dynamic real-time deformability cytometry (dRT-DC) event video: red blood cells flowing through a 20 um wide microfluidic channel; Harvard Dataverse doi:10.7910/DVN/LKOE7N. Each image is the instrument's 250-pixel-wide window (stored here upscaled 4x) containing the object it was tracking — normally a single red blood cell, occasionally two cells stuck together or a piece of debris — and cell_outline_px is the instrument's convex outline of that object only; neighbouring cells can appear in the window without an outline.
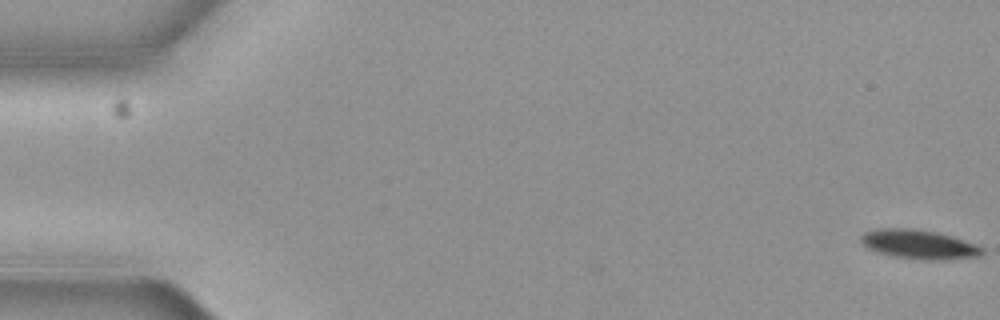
{"species": "common noctule bat (a hibernating species)", "species_latin": "Nyctalus noctula", "temperature_condition": "cold", "stored_images_in_passage": 5, "camera_frame_rate_fps": 3000, "um_per_image_px": 0.085, "animal": {"sex": "female", "body_mass_g": 19.3, "forearm_length_mm": 54.1}, "frame": {"image": 1, "passage_image": 1, "time_ms": 0.0, "image_size_px": [1000, 320], "cell_outline_px": [[984, 252], [980, 256], [948, 260], [928, 260], [896, 256], [880, 252], [868, 248], [860, 240], [860, 236], [864, 232], [876, 228], [912, 228], [936, 232], [952, 236], [976, 244], [984, 248]], "centroid_in_image_um": [78.15, 20.76], "position_along_channel_um": 6.9, "area_um2": 20.58}}
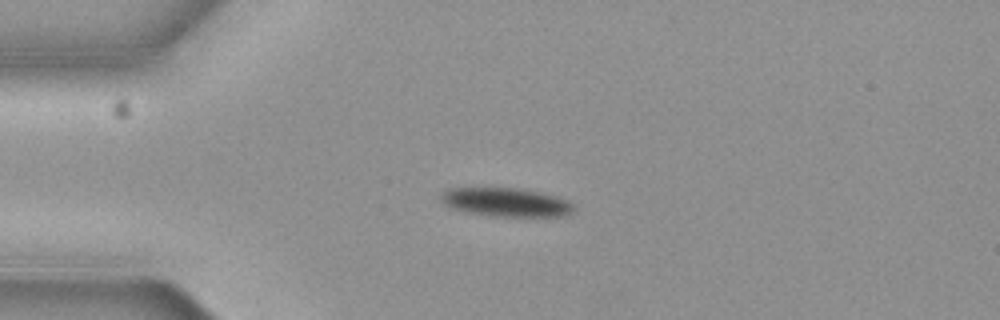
{"frame": {"image": 2, "passage_image": 4, "time_ms": 1.0, "image_size_px": [1000, 320], "cell_outline_px": [[576, 208], [572, 212], [560, 216], [492, 216], [468, 212], [448, 208], [440, 200], [440, 192], [448, 188], [524, 188], [544, 192], [568, 200]], "centroid_in_image_um": [42.99, 17.17], "position_along_channel_um": 42.0, "area_um2": 22.54}}